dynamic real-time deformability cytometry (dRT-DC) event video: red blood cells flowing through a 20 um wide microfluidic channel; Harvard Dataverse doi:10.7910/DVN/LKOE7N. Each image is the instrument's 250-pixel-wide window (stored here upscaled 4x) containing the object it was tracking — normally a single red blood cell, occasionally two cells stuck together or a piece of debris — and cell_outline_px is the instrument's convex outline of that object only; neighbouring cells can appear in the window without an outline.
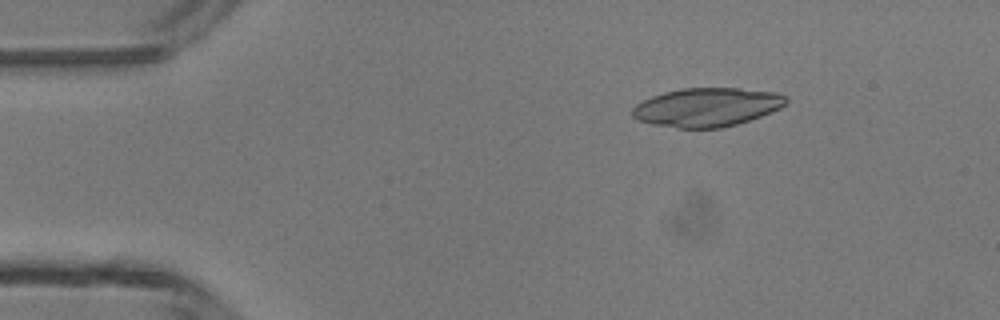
{"species": "common noctule bat (a hibernating species)", "species_latin": "Nyctalus noctula", "temperature_condition": "room temperature", "stored_images_in_passage": 3, "camera_frame_rate_fps": 3000, "um_per_image_px": 0.085, "animal": {"sex": "male", "body_mass_g": 13.3}, "frame": {"image": 1, "passage_image": 1, "time_ms": 0.0, "image_size_px": [1000, 320], "cell_outline_px": [[788, 100], [780, 108], [760, 116], [736, 124], [720, 128], [676, 128], [652, 124], [636, 120], [632, 116], [632, 108], [636, 104], [652, 96], [664, 92], [680, 88], [740, 88], [776, 92], [788, 96]], "centroid_in_image_um": [60.07, 9.11], "position_along_channel_um": 24.9, "area_um2": 34.74}}